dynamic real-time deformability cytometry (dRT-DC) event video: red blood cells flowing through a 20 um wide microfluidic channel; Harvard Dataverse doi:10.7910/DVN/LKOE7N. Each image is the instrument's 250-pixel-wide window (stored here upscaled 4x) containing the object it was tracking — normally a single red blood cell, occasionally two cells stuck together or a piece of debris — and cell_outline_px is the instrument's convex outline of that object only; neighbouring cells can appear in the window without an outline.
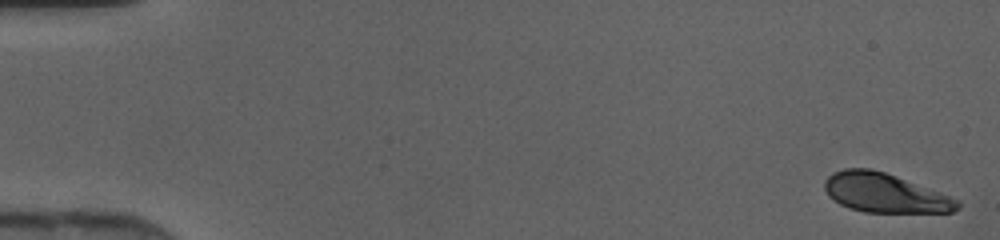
{"species": "human", "species_latin": "Homo sapiens", "temperature_condition": "cold", "stored_images_in_passage": 46, "camera_frame_rate_fps": 3000, "um_per_image_px": 0.085, "donor": {"sex": "female"}, "frame": {"image": 1, "passage_image": 1, "time_ms": 0.0, "image_size_px": [1000, 240], "cell_outline_px": [[960, 208], [952, 212], [864, 212], [848, 208], [840, 204], [828, 196], [824, 188], [824, 180], [832, 172], [844, 168], [872, 168], [896, 176], [960, 200]], "centroid_in_image_um": [75.17, 16.4], "position_along_channel_um": 9.8, "area_um2": 30.35}}
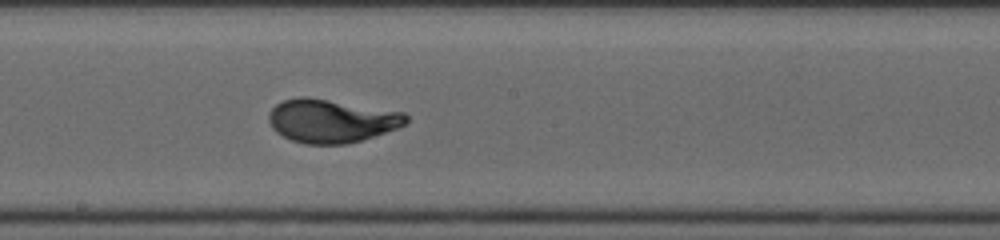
{"frame": {"image": 2, "passage_image": 26, "time_ms": 8.333, "image_size_px": [1000, 240], "cell_outline_px": [[408, 120], [404, 124], [396, 128], [348, 144], [304, 144], [292, 140], [276, 132], [272, 128], [268, 120], [268, 112], [276, 104], [284, 100], [300, 96], [308, 96], [404, 112], [408, 116]], "centroid_in_image_um": [28.12, 10.26], "position_along_channel_um": 220.1, "area_um2": 34.68}}
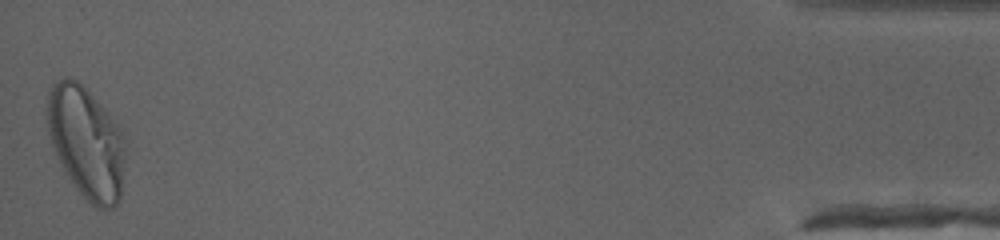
{"frame": {"image": 3, "passage_image": 46, "time_ms": 15.0, "image_size_px": [1000, 240], "cell_outline_px": [[124, 156], [120, 200], [112, 208], [96, 208], [84, 200], [68, 176], [52, 144], [48, 132], [44, 112], [48, 92], [52, 84], [56, 80], [64, 76], [68, 76], [76, 80], [104, 108], [116, 124], [120, 132], [124, 148]], "centroid_in_image_um": [7.28, 12.1], "position_along_channel_um": 427.9, "area_um2": 50.52}}